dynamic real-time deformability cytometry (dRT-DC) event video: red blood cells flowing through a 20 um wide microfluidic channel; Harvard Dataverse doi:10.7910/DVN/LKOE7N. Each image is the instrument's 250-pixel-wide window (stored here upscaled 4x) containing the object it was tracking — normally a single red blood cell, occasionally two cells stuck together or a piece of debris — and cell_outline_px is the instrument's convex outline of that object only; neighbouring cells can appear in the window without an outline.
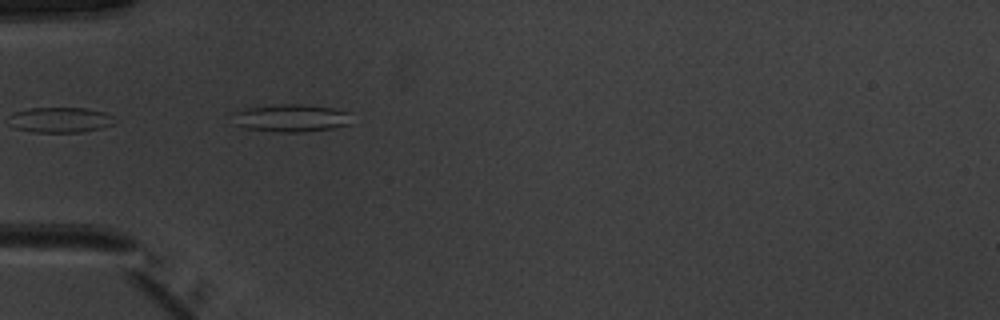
{"species": "common noctule bat (a hibernating species)", "species_latin": "Nyctalus noctula", "temperature_condition": "warm", "stored_images_in_passage": 6, "camera_frame_rate_fps": 3000, "um_per_image_px": 0.085, "animal": {"sex": "male", "body_mass_g": 20.1, "forearm_length_mm": 53.5}, "frame": {"image": 1, "passage_image": 2, "time_ms": 0.333, "image_size_px": [1000, 320], "cell_outline_px": [[348, 124], [332, 128], [300, 132], [276, 132], [248, 128], [236, 124], [232, 112], [248, 108], [280, 104], [300, 104], [332, 108], [348, 112]], "centroid_in_image_um": [24.7, 10.03], "position_along_channel_um": 60.3, "area_um2": 18.67}}